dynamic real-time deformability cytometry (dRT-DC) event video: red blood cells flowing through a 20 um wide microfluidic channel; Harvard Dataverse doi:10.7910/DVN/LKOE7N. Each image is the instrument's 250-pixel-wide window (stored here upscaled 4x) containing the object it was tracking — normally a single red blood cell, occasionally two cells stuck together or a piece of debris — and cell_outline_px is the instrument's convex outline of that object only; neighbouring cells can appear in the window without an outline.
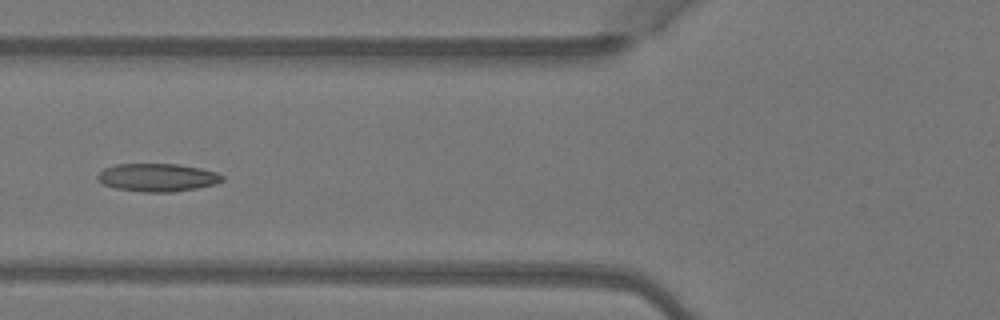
{"species": "Egyptian fruit bat (a non-hibernating species)", "species_latin": "Rousettus aegyptiacus", "temperature_condition": "warm", "stored_images_in_passage": 6, "camera_frame_rate_fps": 3000, "um_per_image_px": 0.085, "animal": {"sex": "female"}, "frame": {"image": 1, "passage_image": 5, "time_ms": 1.333, "image_size_px": [1000, 320], "cell_outline_px": [[224, 180], [216, 184], [196, 188], [172, 192], [144, 192], [116, 188], [104, 184], [96, 180], [96, 176], [104, 168], [116, 164], [176, 164], [200, 168], [216, 172], [224, 176]], "centroid_in_image_um": [13.38, 15.08], "position_along_channel_um": 112.4, "area_um2": 20.35}}
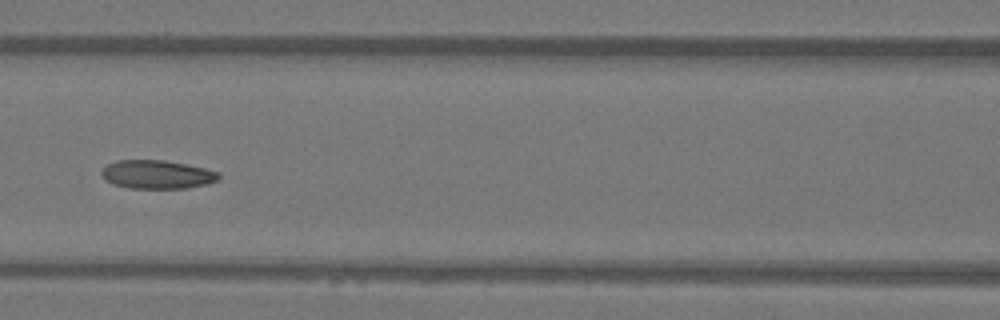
{"frame": {"image": 2, "passage_image": 6, "time_ms": 1.667, "image_size_px": [1000, 320], "cell_outline_px": [[220, 180], [208, 184], [188, 188], [128, 188], [112, 184], [104, 180], [100, 176], [100, 172], [108, 164], [116, 160], [164, 160], [204, 168], [220, 172]], "centroid_in_image_um": [13.34, 14.84], "position_along_channel_um": 153.3, "area_um2": 19.71}}